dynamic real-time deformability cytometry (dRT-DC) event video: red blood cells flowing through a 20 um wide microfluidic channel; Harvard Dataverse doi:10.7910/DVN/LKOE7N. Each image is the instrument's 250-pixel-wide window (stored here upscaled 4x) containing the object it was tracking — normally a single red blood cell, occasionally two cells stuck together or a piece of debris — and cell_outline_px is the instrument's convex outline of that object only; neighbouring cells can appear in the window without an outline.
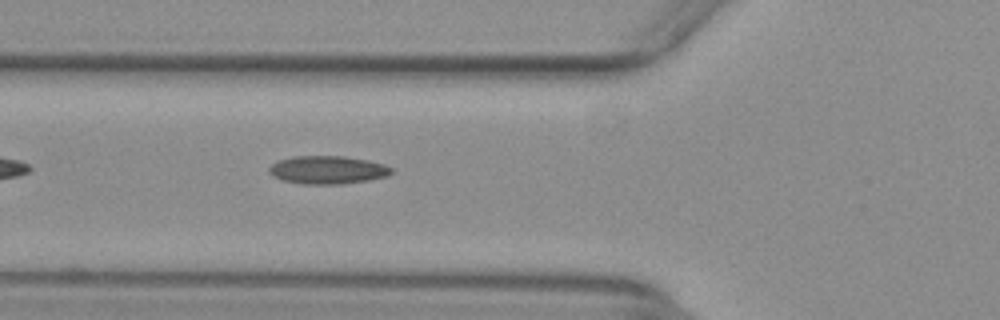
{"species": "common noctule bat (a hibernating species)", "species_latin": "Nyctalus noctula", "temperature_condition": "warm", "stored_images_in_passage": 37, "camera_frame_rate_fps": 3000, "um_per_image_px": 0.085, "animal": {"sex": "female", "body_mass_g": 29.2, "forearm_length_mm": 56.3}, "frame": {"image": 1, "passage_image": 4, "time_ms": 1.0, "image_size_px": [1000, 320], "cell_outline_px": [[392, 172], [388, 176], [368, 180], [340, 184], [304, 184], [284, 180], [272, 176], [268, 172], [268, 168], [272, 164], [280, 160], [292, 156], [344, 156], [368, 160], [384, 164], [392, 168]], "centroid_in_image_um": [27.85, 14.44], "position_along_channel_um": 98.0, "area_um2": 20.0}}
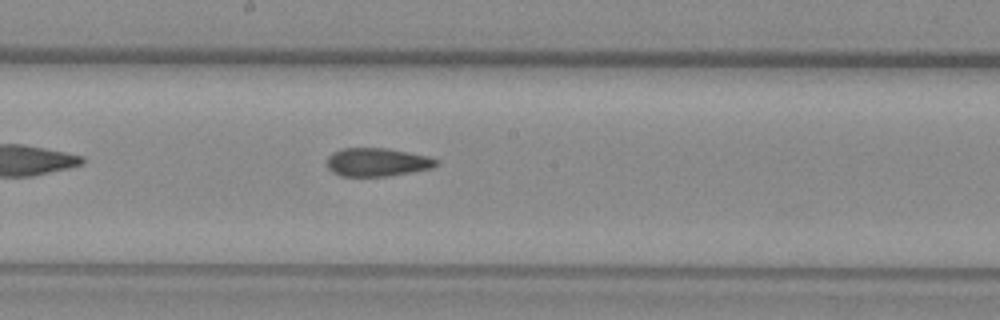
{"frame": {"image": 2, "passage_image": 13, "time_ms": 4.0, "image_size_px": [1000, 320], "cell_outline_px": [[436, 164], [432, 168], [384, 176], [340, 176], [332, 172], [328, 168], [328, 156], [332, 152], [340, 148], [388, 148], [428, 156], [436, 160]], "centroid_in_image_um": [31.99, 13.77], "position_along_channel_um": 216.2, "area_um2": 17.86}}
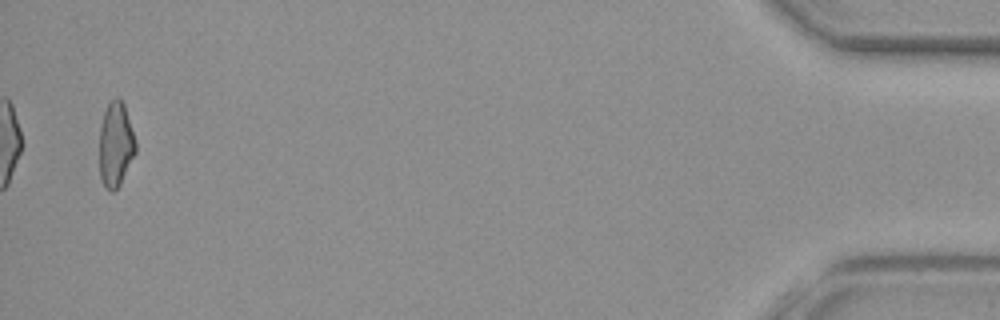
{"frame": {"image": 3, "passage_image": 36, "time_ms": 11.667, "image_size_px": [1000, 320], "cell_outline_px": [[136, 152], [120, 184], [112, 192], [104, 188], [100, 176], [100, 124], [104, 112], [108, 104], [116, 96], [120, 96], [124, 104], [136, 140]], "centroid_in_image_um": [9.84, 12.26], "position_along_channel_um": 425.4, "area_um2": 17.98}, "authors_computed_cell_mechanics": {"area_um2": 18.4382, "velocity_mm_per_s": 3.9324, "shape_relaxation_time_tau1_ms": null, "shape_relaxation_time_tau2_ms": 2.483, "deformation_change_tau1": null, "deformation_change_tau2": 0.0977}}